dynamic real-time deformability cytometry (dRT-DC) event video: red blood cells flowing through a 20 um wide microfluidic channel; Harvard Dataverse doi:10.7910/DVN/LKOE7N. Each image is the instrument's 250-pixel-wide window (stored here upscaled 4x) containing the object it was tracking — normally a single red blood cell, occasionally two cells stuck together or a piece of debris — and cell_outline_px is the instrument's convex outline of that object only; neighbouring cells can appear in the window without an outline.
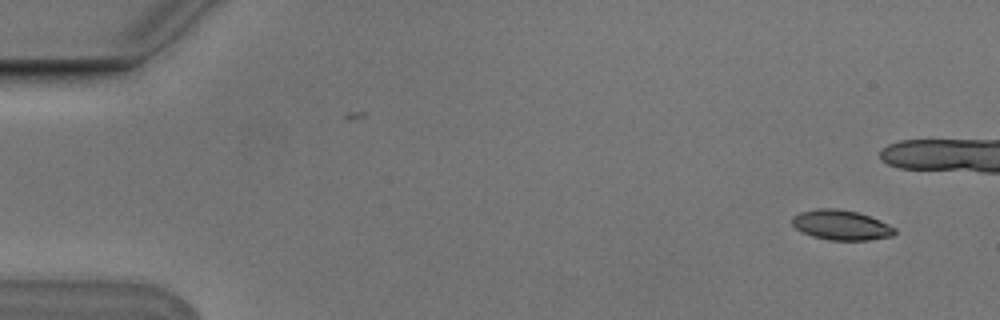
{"species": "Egyptian fruit bat (a non-hibernating species)", "species_latin": "Rousettus aegyptiacus", "temperature_condition": "cold", "stored_images_in_passage": 3, "camera_frame_rate_fps": 3000, "um_per_image_px": 0.085, "animal": {"sex": "male"}, "frame": {"image": 1, "passage_image": 3, "time_ms": 0.667, "image_size_px": [1000, 320], "cell_outline_px": [[896, 232], [892, 236], [868, 240], [828, 240], [812, 236], [796, 228], [792, 224], [792, 216], [800, 212], [816, 208], [836, 208], [856, 212], [880, 220], [896, 228]], "centroid_in_image_um": [71.49, 19.12], "position_along_channel_um": 13.5, "area_um2": 17.86}}